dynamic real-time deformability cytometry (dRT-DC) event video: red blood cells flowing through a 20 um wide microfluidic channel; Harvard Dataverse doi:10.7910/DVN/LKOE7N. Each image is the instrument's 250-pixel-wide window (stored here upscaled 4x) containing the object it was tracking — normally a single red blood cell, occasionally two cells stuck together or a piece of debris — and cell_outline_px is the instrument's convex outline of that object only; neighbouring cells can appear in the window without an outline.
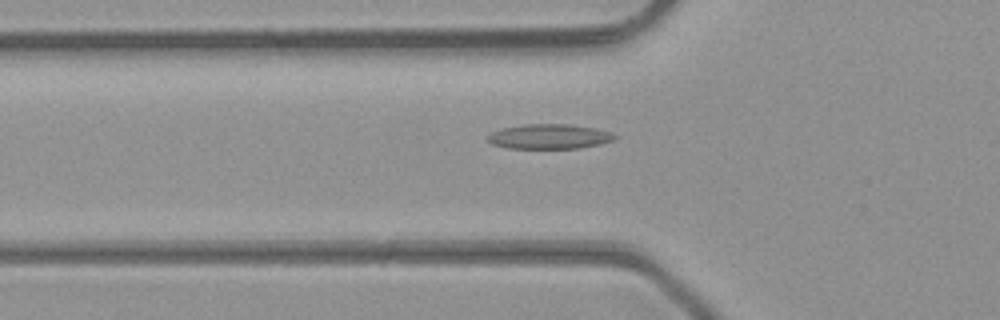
{"species": "common noctule bat (a hibernating species)", "species_latin": "Nyctalus noctula", "temperature_condition": "room temperature", "stored_images_in_passage": 37, "camera_frame_rate_fps": 3000, "um_per_image_px": 0.085, "animal": {"sex": "male", "body_mass_g": 23.1, "forearm_length_mm": 52.7}, "frame": {"image": 1, "passage_image": 7, "time_ms": 2.0, "image_size_px": [1000, 320], "cell_outline_px": [[620, 136], [616, 140], [600, 144], [580, 148], [508, 148], [492, 144], [488, 140], [488, 136], [492, 132], [504, 128], [524, 124], [568, 124], [596, 128], [612, 132]], "centroid_in_image_um": [46.78, 11.6], "position_along_channel_um": 79.0, "area_um2": 18.44}}
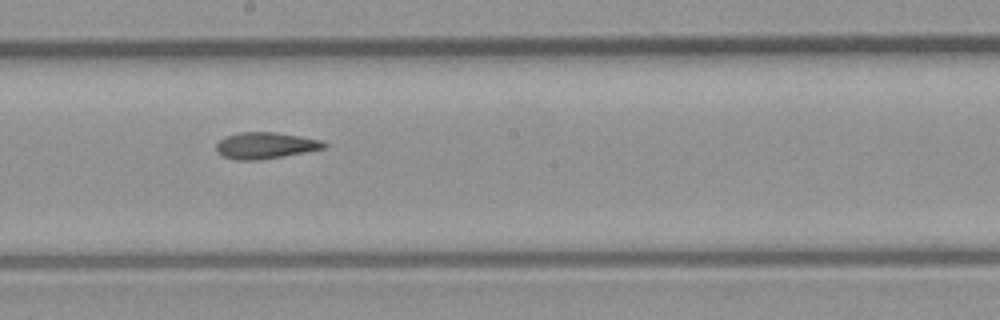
{"frame": {"image": 2, "passage_image": 17, "time_ms": 5.333, "image_size_px": [1000, 320], "cell_outline_px": [[328, 144], [324, 148], [284, 156], [260, 160], [236, 160], [220, 156], [216, 152], [216, 144], [220, 140], [228, 136], [240, 132], [276, 132], [300, 136], [320, 140]], "centroid_in_image_um": [22.52, 12.38], "position_along_channel_um": 225.7, "area_um2": 16.59}}
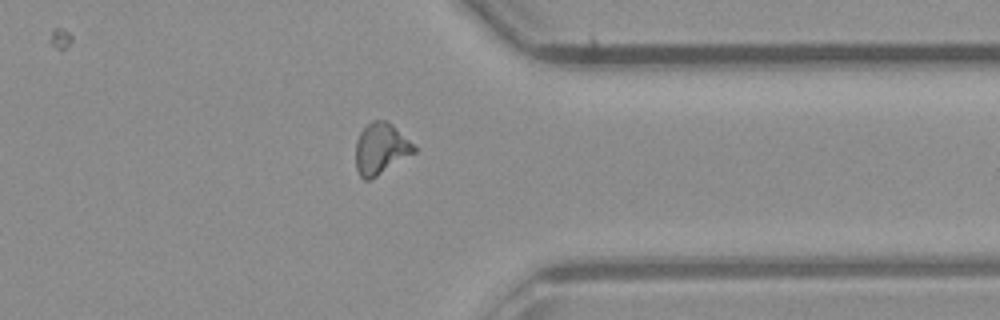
{"frame": {"image": 3, "passage_image": 28, "time_ms": 9.0, "image_size_px": [1000, 320], "cell_outline_px": [[416, 152], [376, 176], [368, 180], [364, 180], [360, 176], [356, 168], [356, 140], [360, 132], [372, 120], [388, 120], [416, 148]], "centroid_in_image_um": [32.34, 12.63], "position_along_channel_um": 379.1, "area_um2": 17.17}}